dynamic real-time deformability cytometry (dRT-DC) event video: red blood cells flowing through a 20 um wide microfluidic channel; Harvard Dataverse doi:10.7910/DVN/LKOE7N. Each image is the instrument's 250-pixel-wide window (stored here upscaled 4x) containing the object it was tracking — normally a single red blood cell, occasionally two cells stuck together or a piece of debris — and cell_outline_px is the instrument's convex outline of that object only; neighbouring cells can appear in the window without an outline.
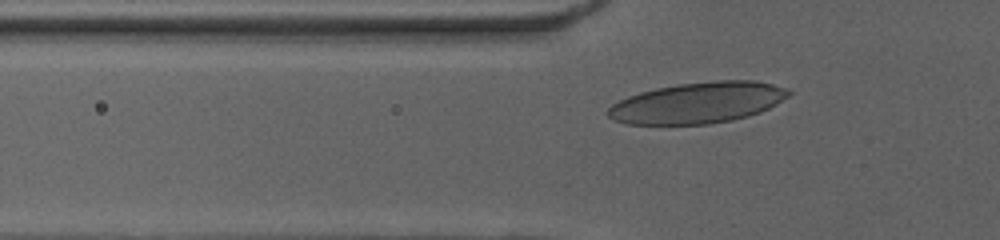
{"species": "human", "species_latin": "Homo sapiens", "temperature_condition": "cold", "stored_images_in_passage": 38, "camera_frame_rate_fps": 3000, "um_per_image_px": 0.085, "donor": {"sex": "female"}, "frame": {"image": 1, "passage_image": 8, "time_ms": 2.333, "image_size_px": [1000, 240], "cell_outline_px": [[792, 92], [788, 96], [776, 104], [760, 112], [748, 116], [732, 120], [708, 124], [624, 124], [608, 116], [608, 108], [612, 104], [628, 96], [640, 92], [656, 88], [680, 84], [716, 80], [752, 80], [772, 84], [788, 88]], "centroid_in_image_um": [59.33, 8.73], "position_along_channel_um": 66.5, "area_um2": 43.06}}
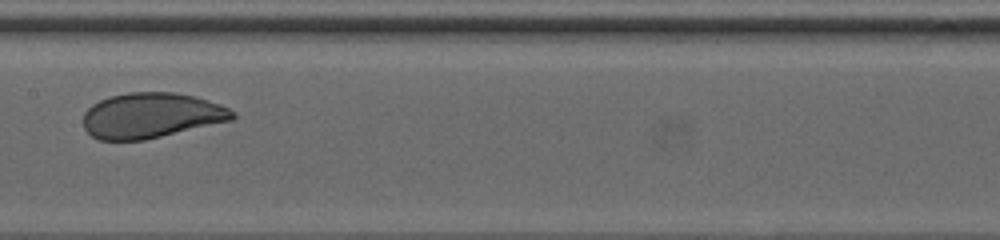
{"frame": {"image": 2, "passage_image": 18, "time_ms": 5.667, "image_size_px": [1000, 240], "cell_outline_px": [[236, 116], [232, 120], [144, 140], [100, 140], [92, 136], [84, 128], [84, 112], [92, 104], [108, 96], [128, 92], [172, 92], [196, 96], [220, 104], [236, 112]], "centroid_in_image_um": [12.85, 9.8], "position_along_channel_um": 194.5, "area_um2": 39.42}}
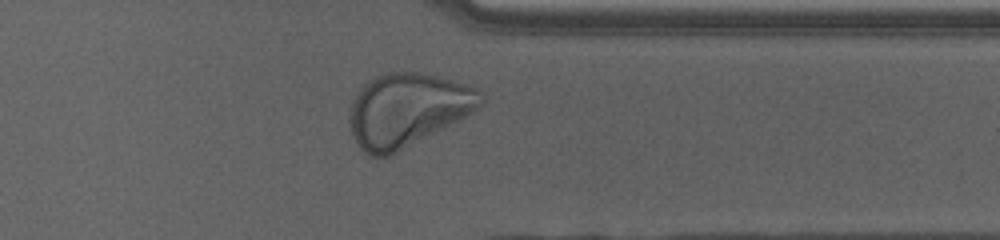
{"frame": {"image": 3, "passage_image": 32, "time_ms": 10.333, "image_size_px": [1000, 240], "cell_outline_px": [[484, 104], [472, 112], [396, 152], [388, 156], [368, 156], [360, 148], [352, 136], [348, 120], [348, 116], [352, 100], [356, 92], [364, 84], [376, 76], [388, 72], [420, 72], [436, 76], [464, 84], [476, 88], [484, 92]], "centroid_in_image_um": [34.58, 9.32], "position_along_channel_um": 376.8, "area_um2": 55.6}, "authors_computed_cell_mechanics": {"area_um2": 40.2577, "velocity_mm_per_s": 3.9182, "shape_relaxation_time_tau1_ms": 3.0368, "shape_relaxation_time_tau2_ms": null, "deformation_change_tau1": 0.1355, "deformation_change_tau2": null}}